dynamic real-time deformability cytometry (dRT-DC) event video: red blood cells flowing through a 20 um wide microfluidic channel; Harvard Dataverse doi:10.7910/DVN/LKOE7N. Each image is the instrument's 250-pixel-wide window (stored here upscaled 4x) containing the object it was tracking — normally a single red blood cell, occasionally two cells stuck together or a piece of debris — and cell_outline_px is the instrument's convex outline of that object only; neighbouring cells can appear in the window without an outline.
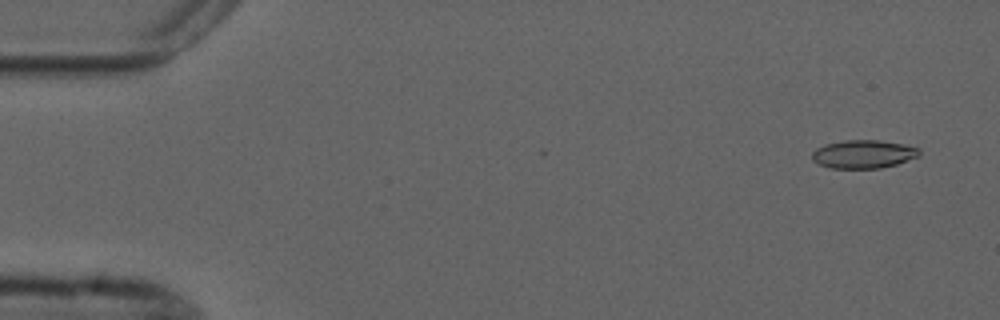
{"species": "common noctule bat (a hibernating species)", "species_latin": "Nyctalus noctula", "temperature_condition": "cold", "stored_images_in_passage": 2, "camera_frame_rate_fps": 3000, "um_per_image_px": 0.085, "animal": {"sex": "male", "forearm_length_mm": 52.5}, "frame": {"image": 1, "passage_image": 1, "time_ms": 0.0, "image_size_px": [1000, 320], "cell_outline_px": [[920, 156], [896, 164], [880, 168], [832, 168], [820, 164], [812, 160], [812, 152], [816, 148], [824, 144], [844, 140], [880, 140], [904, 144], [920, 148]], "centroid_in_image_um": [73.4, 13.09], "position_along_channel_um": 11.6, "area_um2": 17.74}}